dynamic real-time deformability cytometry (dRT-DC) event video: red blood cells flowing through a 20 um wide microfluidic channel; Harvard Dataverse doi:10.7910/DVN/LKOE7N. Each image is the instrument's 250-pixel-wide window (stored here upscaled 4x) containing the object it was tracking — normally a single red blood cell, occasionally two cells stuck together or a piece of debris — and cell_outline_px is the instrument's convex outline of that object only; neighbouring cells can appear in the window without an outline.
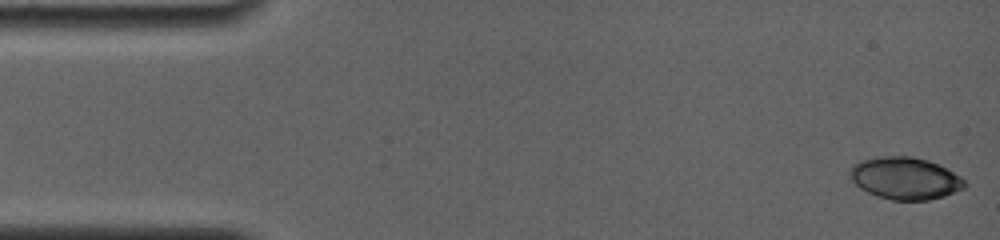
{"species": "common noctule bat (a hibernating species)", "species_latin": "Nyctalus noctula", "temperature_condition": "room temperature", "stored_images_in_passage": 7, "camera_frame_rate_fps": 4000, "um_per_image_px": 0.085, "animal": {"sex": "female", "body_mass_g": 19.0, "forearm_length_mm": 56.7}, "frame": {"image": 1, "passage_image": 1, "time_ms": 0.0, "image_size_px": [1000, 240], "cell_outline_px": [[968, 184], [964, 188], [944, 196], [928, 200], [892, 200], [876, 196], [860, 188], [848, 176], [848, 172], [852, 164], [860, 160], [880, 156], [912, 156], [928, 160], [960, 176]], "centroid_in_image_um": [76.89, 15.15], "position_along_channel_um": 8.1, "area_um2": 28.26}}
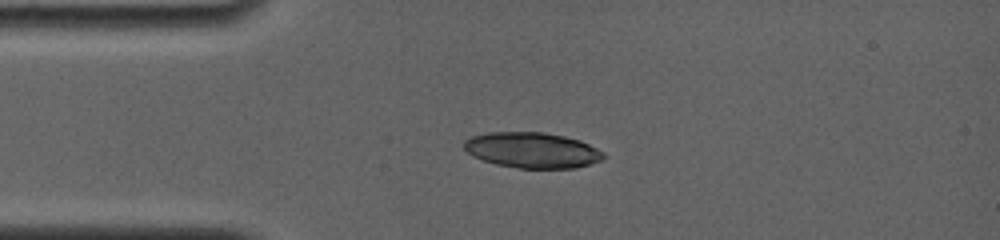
{"frame": {"image": 2, "passage_image": 6, "time_ms": 3.5, "image_size_px": [1000, 240], "cell_outline_px": [[604, 160], [576, 168], [520, 168], [496, 164], [472, 156], [464, 148], [464, 140], [472, 136], [488, 132], [540, 132], [564, 136], [580, 140], [604, 152]], "centroid_in_image_um": [45.25, 12.76], "position_along_channel_um": 39.8, "area_um2": 28.9}}